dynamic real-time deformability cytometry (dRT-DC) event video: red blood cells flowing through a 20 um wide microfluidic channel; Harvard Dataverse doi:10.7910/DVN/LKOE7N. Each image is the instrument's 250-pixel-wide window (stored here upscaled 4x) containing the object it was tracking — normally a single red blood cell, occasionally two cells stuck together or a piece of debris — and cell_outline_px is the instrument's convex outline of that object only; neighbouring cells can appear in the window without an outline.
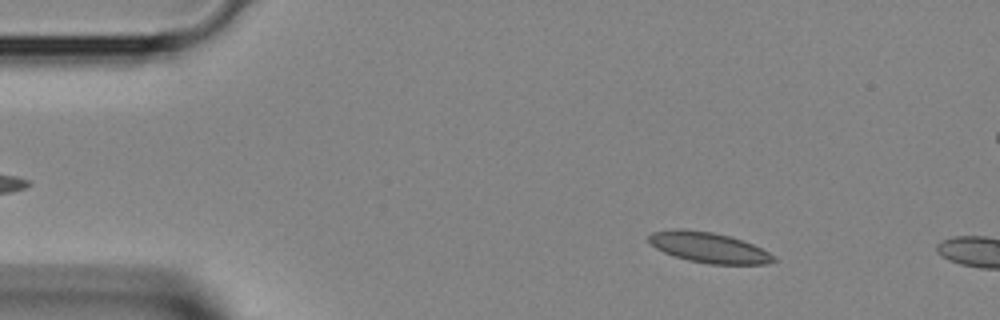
{"species": "Egyptian fruit bat (a non-hibernating species)", "species_latin": "Rousettus aegyptiacus", "temperature_condition": "room temperature", "stored_images_in_passage": 3, "camera_frame_rate_fps": 3000, "um_per_image_px": 0.085, "animal": {"sex": "female"}, "frame": {"image": 1, "passage_image": 3, "time_ms": 0.667, "image_size_px": [1000, 320], "cell_outline_px": [[776, 260], [764, 264], [708, 264], [688, 260], [664, 252], [656, 248], [648, 240], [648, 236], [652, 232], [672, 228], [684, 228], [712, 232], [728, 236], [752, 244], [768, 252]], "centroid_in_image_um": [60.18, 21.02], "position_along_channel_um": 24.8, "area_um2": 21.91}}